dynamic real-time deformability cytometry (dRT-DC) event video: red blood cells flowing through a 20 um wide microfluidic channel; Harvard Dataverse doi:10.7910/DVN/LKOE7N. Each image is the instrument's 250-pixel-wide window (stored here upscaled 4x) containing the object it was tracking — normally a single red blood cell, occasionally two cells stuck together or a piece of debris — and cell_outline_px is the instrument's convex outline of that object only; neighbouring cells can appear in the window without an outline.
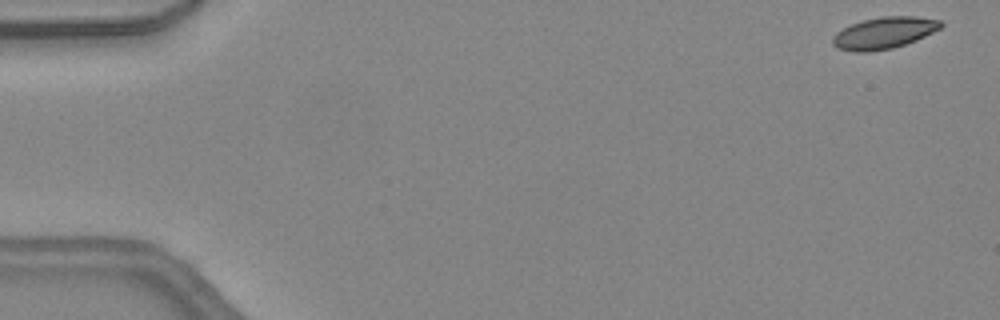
{"species": "common noctule bat (a hibernating species)", "species_latin": "Nyctalus noctula", "temperature_condition": "warm", "stored_images_in_passage": 45, "camera_frame_rate_fps": 3000, "um_per_image_px": 0.085, "animal": {"sex": "female", "body_mass_g": 24.6, "forearm_length_mm": 56.2}, "frame": {"image": 1, "passage_image": 1, "time_ms": 0.0, "image_size_px": [1000, 320], "cell_outline_px": [[944, 24], [940, 28], [916, 40], [892, 48], [868, 52], [852, 52], [836, 48], [832, 44], [832, 36], [836, 32], [852, 24], [864, 20], [884, 16], [916, 16], [940, 20]], "centroid_in_image_um": [75.11, 2.8], "position_along_channel_um": 9.9, "area_um2": 19.88}}
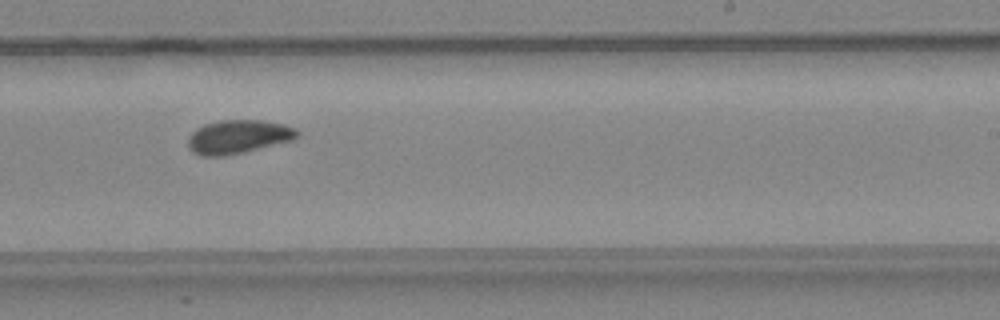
{"frame": {"image": 2, "passage_image": 28, "time_ms": 9.0, "image_size_px": [1000, 320], "cell_outline_px": [[300, 136], [292, 140], [244, 152], [224, 156], [200, 156], [192, 152], [188, 148], [188, 136], [196, 128], [204, 124], [220, 120], [260, 120], [284, 124], [296, 128], [300, 132]], "centroid_in_image_um": [20.24, 11.62], "position_along_channel_um": 268.8, "area_um2": 21.62}}
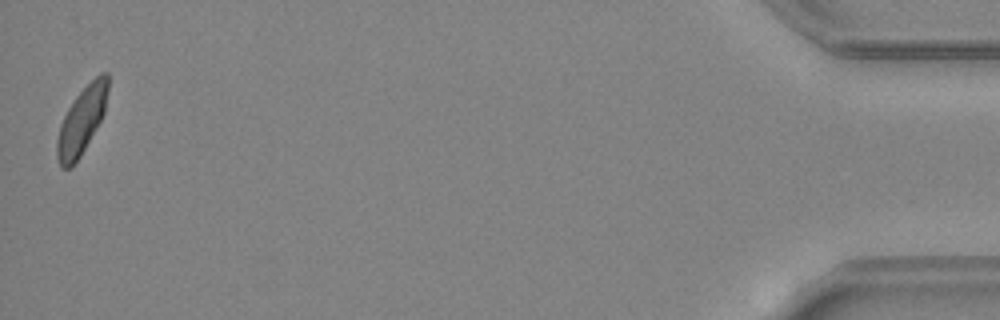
{"frame": {"image": 3, "passage_image": 45, "time_ms": 14.667, "image_size_px": [1000, 320], "cell_outline_px": [[108, 88], [104, 112], [96, 128], [80, 156], [72, 168], [60, 168], [56, 156], [56, 140], [60, 124], [68, 108], [76, 96], [100, 72], [108, 72]], "centroid_in_image_um": [6.92, 10.28], "position_along_channel_um": 428.3, "area_um2": 19.71}, "authors_computed_cell_mechanics": {"area_um2": 20.5768, "velocity_mm_per_s": 4.4903, "shape_relaxation_time_tau1_ms": 6.153, "shape_relaxation_time_tau2_ms": 2.9668, "deformation_change_tau1": 0.1276, "deformation_change_tau2": 0.0849}}